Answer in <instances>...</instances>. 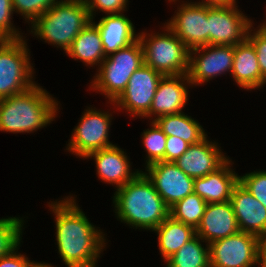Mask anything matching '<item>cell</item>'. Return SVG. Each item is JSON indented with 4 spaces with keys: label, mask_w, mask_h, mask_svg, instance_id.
Returning a JSON list of instances; mask_svg holds the SVG:
<instances>
[{
    "label": "cell",
    "mask_w": 266,
    "mask_h": 267,
    "mask_svg": "<svg viewBox=\"0 0 266 267\" xmlns=\"http://www.w3.org/2000/svg\"><path fill=\"white\" fill-rule=\"evenodd\" d=\"M55 214L58 253L67 267H95L106 246L103 232L89 222L70 196L48 203Z\"/></svg>",
    "instance_id": "obj_1"
},
{
    "label": "cell",
    "mask_w": 266,
    "mask_h": 267,
    "mask_svg": "<svg viewBox=\"0 0 266 267\" xmlns=\"http://www.w3.org/2000/svg\"><path fill=\"white\" fill-rule=\"evenodd\" d=\"M113 203L117 219L136 229L153 231L170 215V208L142 170L116 189Z\"/></svg>",
    "instance_id": "obj_2"
},
{
    "label": "cell",
    "mask_w": 266,
    "mask_h": 267,
    "mask_svg": "<svg viewBox=\"0 0 266 267\" xmlns=\"http://www.w3.org/2000/svg\"><path fill=\"white\" fill-rule=\"evenodd\" d=\"M35 84L29 90L0 99V131L33 133L52 123L57 115L58 101Z\"/></svg>",
    "instance_id": "obj_3"
},
{
    "label": "cell",
    "mask_w": 266,
    "mask_h": 267,
    "mask_svg": "<svg viewBox=\"0 0 266 267\" xmlns=\"http://www.w3.org/2000/svg\"><path fill=\"white\" fill-rule=\"evenodd\" d=\"M90 21L85 0H60L31 24V32L66 52Z\"/></svg>",
    "instance_id": "obj_4"
},
{
    "label": "cell",
    "mask_w": 266,
    "mask_h": 267,
    "mask_svg": "<svg viewBox=\"0 0 266 267\" xmlns=\"http://www.w3.org/2000/svg\"><path fill=\"white\" fill-rule=\"evenodd\" d=\"M144 64L143 47L139 39L111 53L102 61L91 87L111 102L125 90L131 75Z\"/></svg>",
    "instance_id": "obj_5"
},
{
    "label": "cell",
    "mask_w": 266,
    "mask_h": 267,
    "mask_svg": "<svg viewBox=\"0 0 266 267\" xmlns=\"http://www.w3.org/2000/svg\"><path fill=\"white\" fill-rule=\"evenodd\" d=\"M163 28L167 33H138L144 64L164 76L187 74L190 50L166 25Z\"/></svg>",
    "instance_id": "obj_6"
},
{
    "label": "cell",
    "mask_w": 266,
    "mask_h": 267,
    "mask_svg": "<svg viewBox=\"0 0 266 267\" xmlns=\"http://www.w3.org/2000/svg\"><path fill=\"white\" fill-rule=\"evenodd\" d=\"M24 40H5L0 45V99L21 94L36 84Z\"/></svg>",
    "instance_id": "obj_7"
},
{
    "label": "cell",
    "mask_w": 266,
    "mask_h": 267,
    "mask_svg": "<svg viewBox=\"0 0 266 267\" xmlns=\"http://www.w3.org/2000/svg\"><path fill=\"white\" fill-rule=\"evenodd\" d=\"M112 114L88 107L84 111L80 122L73 129L67 149L78 157L85 158L89 153L110 147L109 129Z\"/></svg>",
    "instance_id": "obj_8"
},
{
    "label": "cell",
    "mask_w": 266,
    "mask_h": 267,
    "mask_svg": "<svg viewBox=\"0 0 266 267\" xmlns=\"http://www.w3.org/2000/svg\"><path fill=\"white\" fill-rule=\"evenodd\" d=\"M210 267L259 265V237L239 231L209 244Z\"/></svg>",
    "instance_id": "obj_9"
},
{
    "label": "cell",
    "mask_w": 266,
    "mask_h": 267,
    "mask_svg": "<svg viewBox=\"0 0 266 267\" xmlns=\"http://www.w3.org/2000/svg\"><path fill=\"white\" fill-rule=\"evenodd\" d=\"M164 75L143 64L129 78L121 95L114 101L119 109H125L129 115L143 117L149 112L158 84Z\"/></svg>",
    "instance_id": "obj_10"
},
{
    "label": "cell",
    "mask_w": 266,
    "mask_h": 267,
    "mask_svg": "<svg viewBox=\"0 0 266 267\" xmlns=\"http://www.w3.org/2000/svg\"><path fill=\"white\" fill-rule=\"evenodd\" d=\"M233 5L208 6L209 45H237L247 38L252 21Z\"/></svg>",
    "instance_id": "obj_11"
},
{
    "label": "cell",
    "mask_w": 266,
    "mask_h": 267,
    "mask_svg": "<svg viewBox=\"0 0 266 267\" xmlns=\"http://www.w3.org/2000/svg\"><path fill=\"white\" fill-rule=\"evenodd\" d=\"M233 60L234 45H207L190 50L187 75L191 85H201L220 74L232 72Z\"/></svg>",
    "instance_id": "obj_12"
},
{
    "label": "cell",
    "mask_w": 266,
    "mask_h": 267,
    "mask_svg": "<svg viewBox=\"0 0 266 267\" xmlns=\"http://www.w3.org/2000/svg\"><path fill=\"white\" fill-rule=\"evenodd\" d=\"M166 26L192 50L209 45L208 6L197 2H186L177 8Z\"/></svg>",
    "instance_id": "obj_13"
},
{
    "label": "cell",
    "mask_w": 266,
    "mask_h": 267,
    "mask_svg": "<svg viewBox=\"0 0 266 267\" xmlns=\"http://www.w3.org/2000/svg\"><path fill=\"white\" fill-rule=\"evenodd\" d=\"M145 168L147 173H143L169 208L194 193V179L173 162L159 161Z\"/></svg>",
    "instance_id": "obj_14"
},
{
    "label": "cell",
    "mask_w": 266,
    "mask_h": 267,
    "mask_svg": "<svg viewBox=\"0 0 266 267\" xmlns=\"http://www.w3.org/2000/svg\"><path fill=\"white\" fill-rule=\"evenodd\" d=\"M185 84L191 85L187 74L163 76L153 97L151 108L144 117L151 118V115H154L155 118L152 120L154 121L156 117L181 113L188 101V86Z\"/></svg>",
    "instance_id": "obj_15"
},
{
    "label": "cell",
    "mask_w": 266,
    "mask_h": 267,
    "mask_svg": "<svg viewBox=\"0 0 266 267\" xmlns=\"http://www.w3.org/2000/svg\"><path fill=\"white\" fill-rule=\"evenodd\" d=\"M228 159L218 144L215 141L210 142L206 136L200 142L189 145L187 151L173 163L195 179L216 171Z\"/></svg>",
    "instance_id": "obj_16"
},
{
    "label": "cell",
    "mask_w": 266,
    "mask_h": 267,
    "mask_svg": "<svg viewBox=\"0 0 266 267\" xmlns=\"http://www.w3.org/2000/svg\"><path fill=\"white\" fill-rule=\"evenodd\" d=\"M92 157L95 160L99 179L104 183L116 185L115 188L117 189L134 179L141 172L139 170L132 172L128 156L115 144L93 151L84 159Z\"/></svg>",
    "instance_id": "obj_17"
},
{
    "label": "cell",
    "mask_w": 266,
    "mask_h": 267,
    "mask_svg": "<svg viewBox=\"0 0 266 267\" xmlns=\"http://www.w3.org/2000/svg\"><path fill=\"white\" fill-rule=\"evenodd\" d=\"M232 205L239 231L258 237L266 233V207L238 182L231 193Z\"/></svg>",
    "instance_id": "obj_18"
},
{
    "label": "cell",
    "mask_w": 266,
    "mask_h": 267,
    "mask_svg": "<svg viewBox=\"0 0 266 267\" xmlns=\"http://www.w3.org/2000/svg\"><path fill=\"white\" fill-rule=\"evenodd\" d=\"M239 232L236 216L230 201L224 203H209L196 235L209 245L211 242L235 235Z\"/></svg>",
    "instance_id": "obj_19"
},
{
    "label": "cell",
    "mask_w": 266,
    "mask_h": 267,
    "mask_svg": "<svg viewBox=\"0 0 266 267\" xmlns=\"http://www.w3.org/2000/svg\"><path fill=\"white\" fill-rule=\"evenodd\" d=\"M231 160H227L216 171L201 178L194 179V193L207 204L224 203L230 201L234 186L239 182V175L231 167Z\"/></svg>",
    "instance_id": "obj_20"
},
{
    "label": "cell",
    "mask_w": 266,
    "mask_h": 267,
    "mask_svg": "<svg viewBox=\"0 0 266 267\" xmlns=\"http://www.w3.org/2000/svg\"><path fill=\"white\" fill-rule=\"evenodd\" d=\"M91 21L100 31L106 56L127 47L138 39V34L135 33L132 21L123 13L107 14L97 24L93 20Z\"/></svg>",
    "instance_id": "obj_21"
},
{
    "label": "cell",
    "mask_w": 266,
    "mask_h": 267,
    "mask_svg": "<svg viewBox=\"0 0 266 267\" xmlns=\"http://www.w3.org/2000/svg\"><path fill=\"white\" fill-rule=\"evenodd\" d=\"M230 74L237 85L246 90L261 88L266 83L261 75L255 48L247 38L234 46L233 68Z\"/></svg>",
    "instance_id": "obj_22"
},
{
    "label": "cell",
    "mask_w": 266,
    "mask_h": 267,
    "mask_svg": "<svg viewBox=\"0 0 266 267\" xmlns=\"http://www.w3.org/2000/svg\"><path fill=\"white\" fill-rule=\"evenodd\" d=\"M66 55L80 60L87 66L102 64L106 58L101 34L98 27L90 21L88 25L77 35L71 46L66 50Z\"/></svg>",
    "instance_id": "obj_23"
},
{
    "label": "cell",
    "mask_w": 266,
    "mask_h": 267,
    "mask_svg": "<svg viewBox=\"0 0 266 267\" xmlns=\"http://www.w3.org/2000/svg\"><path fill=\"white\" fill-rule=\"evenodd\" d=\"M153 231L158 234L159 251L164 261L196 235L192 226L177 221L170 215Z\"/></svg>",
    "instance_id": "obj_24"
},
{
    "label": "cell",
    "mask_w": 266,
    "mask_h": 267,
    "mask_svg": "<svg viewBox=\"0 0 266 267\" xmlns=\"http://www.w3.org/2000/svg\"><path fill=\"white\" fill-rule=\"evenodd\" d=\"M154 122L166 136L179 137L190 145L196 144L208 136L203 127L184 112L160 116Z\"/></svg>",
    "instance_id": "obj_25"
},
{
    "label": "cell",
    "mask_w": 266,
    "mask_h": 267,
    "mask_svg": "<svg viewBox=\"0 0 266 267\" xmlns=\"http://www.w3.org/2000/svg\"><path fill=\"white\" fill-rule=\"evenodd\" d=\"M202 242L195 235L165 261L166 267H210L209 245L204 248Z\"/></svg>",
    "instance_id": "obj_26"
},
{
    "label": "cell",
    "mask_w": 266,
    "mask_h": 267,
    "mask_svg": "<svg viewBox=\"0 0 266 267\" xmlns=\"http://www.w3.org/2000/svg\"><path fill=\"white\" fill-rule=\"evenodd\" d=\"M206 206L207 203L201 197L192 193L170 208V216L196 230L202 220Z\"/></svg>",
    "instance_id": "obj_27"
},
{
    "label": "cell",
    "mask_w": 266,
    "mask_h": 267,
    "mask_svg": "<svg viewBox=\"0 0 266 267\" xmlns=\"http://www.w3.org/2000/svg\"><path fill=\"white\" fill-rule=\"evenodd\" d=\"M24 220L18 217L0 219V258L11 254L21 242Z\"/></svg>",
    "instance_id": "obj_28"
},
{
    "label": "cell",
    "mask_w": 266,
    "mask_h": 267,
    "mask_svg": "<svg viewBox=\"0 0 266 267\" xmlns=\"http://www.w3.org/2000/svg\"><path fill=\"white\" fill-rule=\"evenodd\" d=\"M151 126V129L142 133V143L147 152L146 166L159 161L165 162L167 136L154 121L151 122Z\"/></svg>",
    "instance_id": "obj_29"
},
{
    "label": "cell",
    "mask_w": 266,
    "mask_h": 267,
    "mask_svg": "<svg viewBox=\"0 0 266 267\" xmlns=\"http://www.w3.org/2000/svg\"><path fill=\"white\" fill-rule=\"evenodd\" d=\"M59 0H12L13 11L21 14L31 24Z\"/></svg>",
    "instance_id": "obj_30"
},
{
    "label": "cell",
    "mask_w": 266,
    "mask_h": 267,
    "mask_svg": "<svg viewBox=\"0 0 266 267\" xmlns=\"http://www.w3.org/2000/svg\"><path fill=\"white\" fill-rule=\"evenodd\" d=\"M239 182L266 207V171H254L239 176Z\"/></svg>",
    "instance_id": "obj_31"
},
{
    "label": "cell",
    "mask_w": 266,
    "mask_h": 267,
    "mask_svg": "<svg viewBox=\"0 0 266 267\" xmlns=\"http://www.w3.org/2000/svg\"><path fill=\"white\" fill-rule=\"evenodd\" d=\"M14 11L12 0H0V37L4 40H17L24 38L20 35L11 21Z\"/></svg>",
    "instance_id": "obj_32"
},
{
    "label": "cell",
    "mask_w": 266,
    "mask_h": 267,
    "mask_svg": "<svg viewBox=\"0 0 266 267\" xmlns=\"http://www.w3.org/2000/svg\"><path fill=\"white\" fill-rule=\"evenodd\" d=\"M252 28L254 27L251 25L248 30L247 39L255 48L261 75L266 81V32L260 27V25L257 30L255 29L253 31Z\"/></svg>",
    "instance_id": "obj_33"
},
{
    "label": "cell",
    "mask_w": 266,
    "mask_h": 267,
    "mask_svg": "<svg viewBox=\"0 0 266 267\" xmlns=\"http://www.w3.org/2000/svg\"><path fill=\"white\" fill-rule=\"evenodd\" d=\"M87 3V8L89 11V15L91 20H93L95 15L94 11L100 10V12H104L107 14H121L126 11V5H128V0H85Z\"/></svg>",
    "instance_id": "obj_34"
},
{
    "label": "cell",
    "mask_w": 266,
    "mask_h": 267,
    "mask_svg": "<svg viewBox=\"0 0 266 267\" xmlns=\"http://www.w3.org/2000/svg\"><path fill=\"white\" fill-rule=\"evenodd\" d=\"M15 249L11 254L0 258V267H53L48 263L33 262L25 255L17 253Z\"/></svg>",
    "instance_id": "obj_35"
},
{
    "label": "cell",
    "mask_w": 266,
    "mask_h": 267,
    "mask_svg": "<svg viewBox=\"0 0 266 267\" xmlns=\"http://www.w3.org/2000/svg\"><path fill=\"white\" fill-rule=\"evenodd\" d=\"M190 144L176 136H167L165 162H175L188 149Z\"/></svg>",
    "instance_id": "obj_36"
},
{
    "label": "cell",
    "mask_w": 266,
    "mask_h": 267,
    "mask_svg": "<svg viewBox=\"0 0 266 267\" xmlns=\"http://www.w3.org/2000/svg\"><path fill=\"white\" fill-rule=\"evenodd\" d=\"M259 266L266 267V233L259 237Z\"/></svg>",
    "instance_id": "obj_37"
},
{
    "label": "cell",
    "mask_w": 266,
    "mask_h": 267,
    "mask_svg": "<svg viewBox=\"0 0 266 267\" xmlns=\"http://www.w3.org/2000/svg\"><path fill=\"white\" fill-rule=\"evenodd\" d=\"M200 4H205L207 6H226L237 4L236 0H202V2H198Z\"/></svg>",
    "instance_id": "obj_38"
},
{
    "label": "cell",
    "mask_w": 266,
    "mask_h": 267,
    "mask_svg": "<svg viewBox=\"0 0 266 267\" xmlns=\"http://www.w3.org/2000/svg\"><path fill=\"white\" fill-rule=\"evenodd\" d=\"M260 27L266 32V21H264Z\"/></svg>",
    "instance_id": "obj_39"
},
{
    "label": "cell",
    "mask_w": 266,
    "mask_h": 267,
    "mask_svg": "<svg viewBox=\"0 0 266 267\" xmlns=\"http://www.w3.org/2000/svg\"><path fill=\"white\" fill-rule=\"evenodd\" d=\"M5 40L0 37V45L4 42Z\"/></svg>",
    "instance_id": "obj_40"
}]
</instances>
